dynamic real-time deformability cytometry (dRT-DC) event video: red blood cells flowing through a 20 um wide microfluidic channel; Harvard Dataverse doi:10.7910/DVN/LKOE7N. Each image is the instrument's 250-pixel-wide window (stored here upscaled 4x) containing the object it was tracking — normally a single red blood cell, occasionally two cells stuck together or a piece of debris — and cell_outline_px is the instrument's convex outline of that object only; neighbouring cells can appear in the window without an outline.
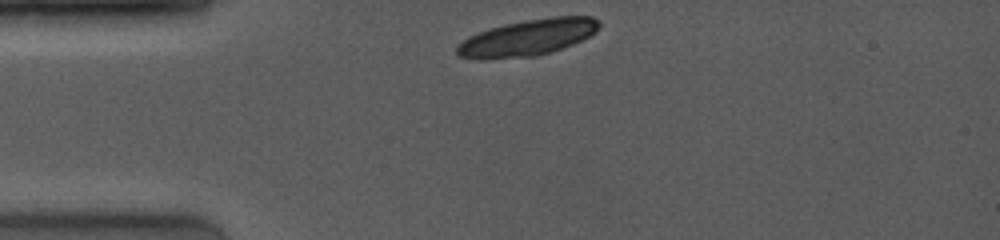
{"species": "common noctule bat (a hibernating species)", "species_latin": "Nyctalus noctula", "temperature_condition": "room temperature", "stored_images_in_passage": 4, "camera_frame_rate_fps": 4000, "um_per_image_px": 0.085, "animal": {"sex": "female", "body_mass_g": 19.0, "forearm_length_mm": 53.3}, "frame": {"image": 1, "passage_image": 1, "time_ms": 0.0, "image_size_px": [1000, 240], "cell_outline_px": [[600, 24], [596, 32], [572, 44], [552, 52], [536, 56], [484, 60], [476, 60], [460, 56], [456, 52], [456, 48], [464, 40], [480, 32], [504, 24], [552, 16], [592, 16], [600, 20]], "centroid_in_image_um": [44.88, 3.21], "position_along_channel_um": 40.1, "area_um2": 29.94}}